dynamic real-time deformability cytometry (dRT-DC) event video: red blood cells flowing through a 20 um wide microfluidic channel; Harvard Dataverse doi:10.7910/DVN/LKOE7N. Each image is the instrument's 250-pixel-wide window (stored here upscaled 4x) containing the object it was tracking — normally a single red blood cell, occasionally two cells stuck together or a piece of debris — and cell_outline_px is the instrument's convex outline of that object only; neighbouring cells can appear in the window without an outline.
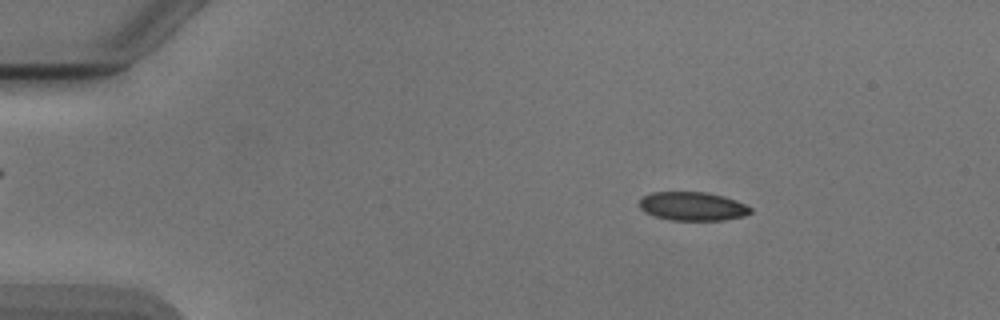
{"species": "Egyptian fruit bat (a non-hibernating species)", "species_latin": "Rousettus aegyptiacus", "temperature_condition": "cold", "stored_images_in_passage": 52, "camera_frame_rate_fps": 3000, "um_per_image_px": 0.085, "animal": {"sex": "male"}, "frame": {"image": 1, "passage_image": 8, "time_ms": 2.333, "image_size_px": [1000, 320], "cell_outline_px": [[752, 212], [744, 216], [724, 220], [668, 220], [644, 212], [640, 208], [640, 200], [644, 196], [652, 192], [708, 192], [724, 196], [736, 200], [752, 208]], "centroid_in_image_um": [58.89, 17.53], "position_along_channel_um": 26.1, "area_um2": 18.61}}
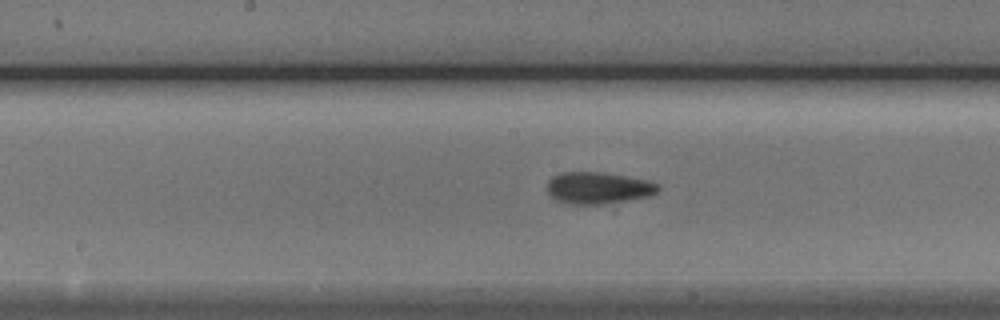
{"frame": {"image": 2, "passage_image": 27, "time_ms": 8.667, "image_size_px": [1000, 320], "cell_outline_px": [[660, 188], [656, 192], [648, 196], [600, 204], [568, 204], [556, 200], [548, 196], [548, 180], [552, 176], [560, 172], [600, 172], [652, 180], [660, 184]], "centroid_in_image_um": [50.83, 15.96], "position_along_channel_um": 197.4, "area_um2": 20.63}}
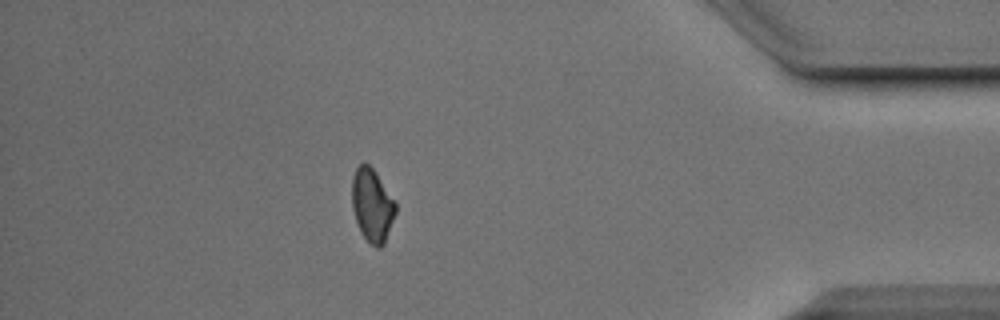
{"frame": {"image": 3, "passage_image": 46, "time_ms": 15.0, "image_size_px": [1000, 320], "cell_outline_px": [[396, 212], [384, 244], [380, 248], [376, 248], [360, 232], [352, 208], [352, 176], [356, 168], [360, 164], [368, 164], [372, 168], [396, 204]], "centroid_in_image_um": [31.61, 17.46], "position_along_channel_um": 403.6, "area_um2": 18.21}, "authors_computed_cell_mechanics": {"area_um2": 19.2763, "velocity_mm_per_s": 3.8946, "shape_relaxation_time_tau1_ms": 2.7034, "shape_relaxation_time_tau2_ms": 2.5269, "deformation_change_tau1": 0.0791, "deformation_change_tau2": 0.0789}}